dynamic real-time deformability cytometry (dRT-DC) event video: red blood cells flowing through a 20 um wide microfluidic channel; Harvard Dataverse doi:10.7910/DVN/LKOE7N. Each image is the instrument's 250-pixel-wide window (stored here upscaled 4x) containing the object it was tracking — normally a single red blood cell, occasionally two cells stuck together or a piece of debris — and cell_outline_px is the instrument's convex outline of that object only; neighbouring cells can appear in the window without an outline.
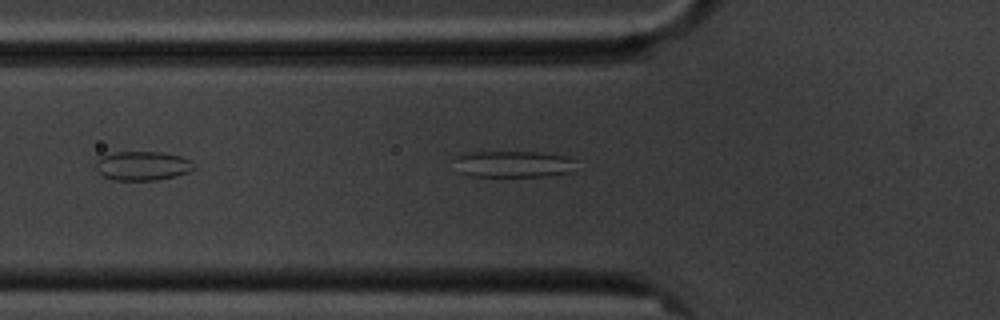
{"species": "common noctule bat (a hibernating species)", "species_latin": "Nyctalus noctula", "temperature_condition": "cold", "stored_images_in_passage": 2, "camera_frame_rate_fps": 3000, "um_per_image_px": 0.085, "animal": {"sex": "male", "body_mass_g": 20.1, "forearm_length_mm": 53.5}, "frame": {"image": 1, "passage_image": 2, "time_ms": 1.0, "image_size_px": [1000, 320], "cell_outline_px": [[572, 160], [568, 172], [544, 176], [472, 176], [460, 172], [452, 160], [452, 156], [460, 152], [536, 152], [568, 156]], "centroid_in_image_um": [43.44, 13.92], "position_along_channel_um": 82.4, "area_um2": 18.67}}